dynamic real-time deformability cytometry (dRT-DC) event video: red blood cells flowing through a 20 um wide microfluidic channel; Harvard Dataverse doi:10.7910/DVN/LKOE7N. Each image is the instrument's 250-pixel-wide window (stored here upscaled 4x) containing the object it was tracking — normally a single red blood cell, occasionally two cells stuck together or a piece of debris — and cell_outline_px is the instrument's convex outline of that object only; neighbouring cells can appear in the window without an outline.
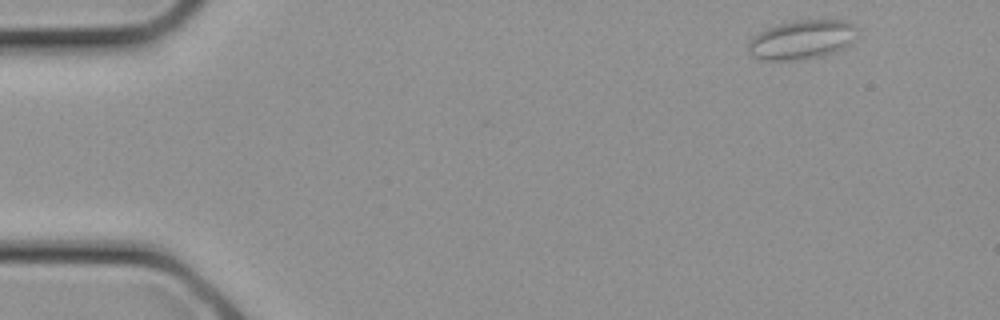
{"species": "common noctule bat (a hibernating species)", "species_latin": "Nyctalus noctula", "temperature_condition": "cold", "stored_images_in_passage": 26, "camera_frame_rate_fps": 3000, "um_per_image_px": 0.085, "animal": {"sex": "female", "body_mass_g": 21.9}, "frame": {"image": 1, "passage_image": 1, "time_ms": 0.0, "image_size_px": [1000, 320], "cell_outline_px": [[856, 40], [844, 48], [824, 56], [796, 60], [760, 60], [752, 56], [748, 52], [748, 44], [752, 36], [768, 28], [780, 24], [796, 20], [848, 20], [856, 28]], "centroid_in_image_um": [68.17, 3.38], "position_along_channel_um": 16.8, "area_um2": 25.03}}
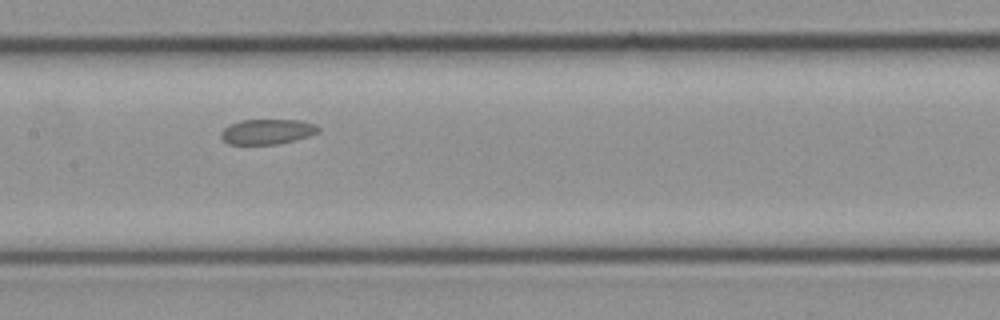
{"frame": {"image": 2, "passage_image": 12, "time_ms": 3.667, "image_size_px": [1000, 320], "cell_outline_px": [[320, 132], [296, 140], [276, 144], [228, 144], [220, 136], [220, 132], [228, 124], [240, 120], [300, 120], [316, 124], [320, 128]], "centroid_in_image_um": [22.72, 11.18], "position_along_channel_um": 184.7, "area_um2": 14.39}}
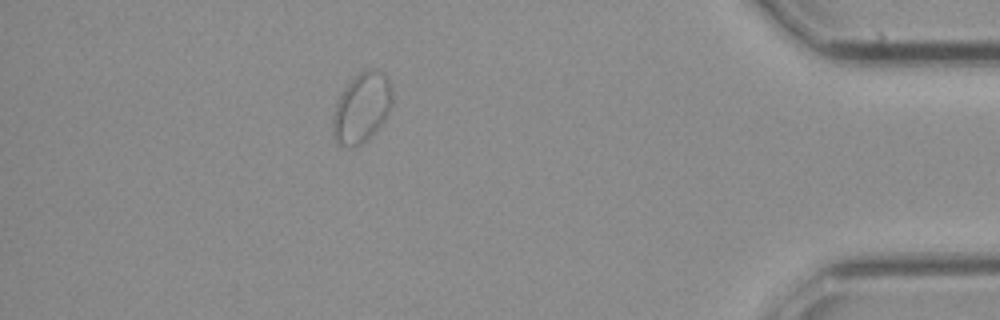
{"frame": {"image": 3, "passage_image": 23, "time_ms": 7.333, "image_size_px": [1000, 320], "cell_outline_px": [[392, 104], [384, 120], [356, 148], [348, 148], [340, 144], [332, 136], [332, 116], [336, 104], [344, 88], [364, 68], [372, 68], [388, 76], [392, 88]], "centroid_in_image_um": [30.73, 9.14], "position_along_channel_um": 404.5, "area_um2": 24.04}}